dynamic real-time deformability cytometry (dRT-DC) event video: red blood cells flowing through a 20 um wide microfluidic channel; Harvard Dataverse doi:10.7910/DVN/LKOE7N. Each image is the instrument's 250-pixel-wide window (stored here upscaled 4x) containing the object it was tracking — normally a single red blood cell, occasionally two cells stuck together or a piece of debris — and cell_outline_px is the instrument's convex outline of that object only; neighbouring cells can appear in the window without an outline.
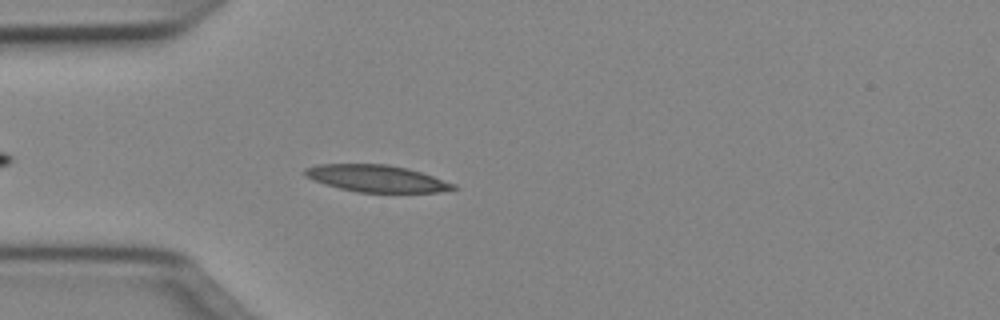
{"species": "Egyptian fruit bat (a non-hibernating species)", "species_latin": "Rousettus aegyptiacus", "temperature_condition": "cold", "stored_images_in_passage": 41, "camera_frame_rate_fps": 3000, "um_per_image_px": 0.085, "animal": {"sex": "female"}, "frame": {"image": 1, "passage_image": 7, "time_ms": 2.0, "image_size_px": [1000, 320], "cell_outline_px": [[456, 188], [436, 192], [356, 192], [324, 184], [312, 180], [304, 176], [304, 168], [316, 164], [388, 164], [408, 168], [456, 184]], "centroid_in_image_um": [31.94, 15.16], "position_along_channel_um": 53.1, "area_um2": 23.24}}
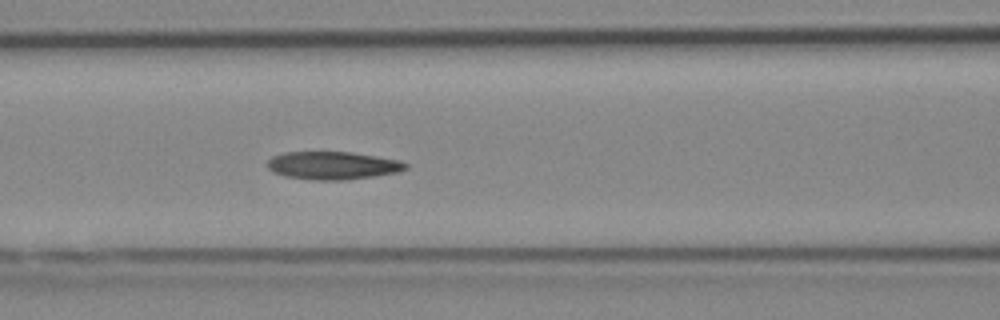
{"frame": {"image": 2, "passage_image": 14, "time_ms": 4.333, "image_size_px": [1000, 320], "cell_outline_px": [[408, 168], [400, 172], [344, 180], [312, 180], [284, 176], [272, 172], [268, 168], [268, 160], [272, 156], [284, 152], [352, 152], [400, 160], [408, 164]], "centroid_in_image_um": [28.28, 14.07], "position_along_channel_um": 138.3, "area_um2": 22.6}}
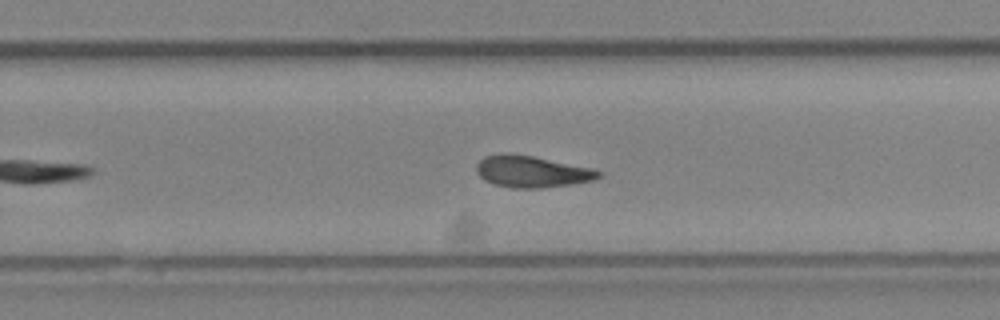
{"frame": {"image": 3, "passage_image": 25, "time_ms": 8.0, "image_size_px": [1000, 320], "cell_outline_px": [[600, 176], [592, 180], [568, 184], [540, 188], [512, 188], [496, 184], [484, 180], [476, 172], [476, 164], [484, 156], [500, 152], [508, 152], [532, 156], [596, 168], [600, 172]], "centroid_in_image_um": [45.16, 14.56], "position_along_channel_um": 284.6, "area_um2": 22.6}, "authors_computed_cell_mechanics": {"area_um2": 22.3108, "velocity_mm_per_s": 4.0097, "shape_relaxation_time_tau1_ms": null, "shape_relaxation_time_tau2_ms": 5.0757, "deformation_change_tau1": null, "deformation_change_tau2": 0.1162}}